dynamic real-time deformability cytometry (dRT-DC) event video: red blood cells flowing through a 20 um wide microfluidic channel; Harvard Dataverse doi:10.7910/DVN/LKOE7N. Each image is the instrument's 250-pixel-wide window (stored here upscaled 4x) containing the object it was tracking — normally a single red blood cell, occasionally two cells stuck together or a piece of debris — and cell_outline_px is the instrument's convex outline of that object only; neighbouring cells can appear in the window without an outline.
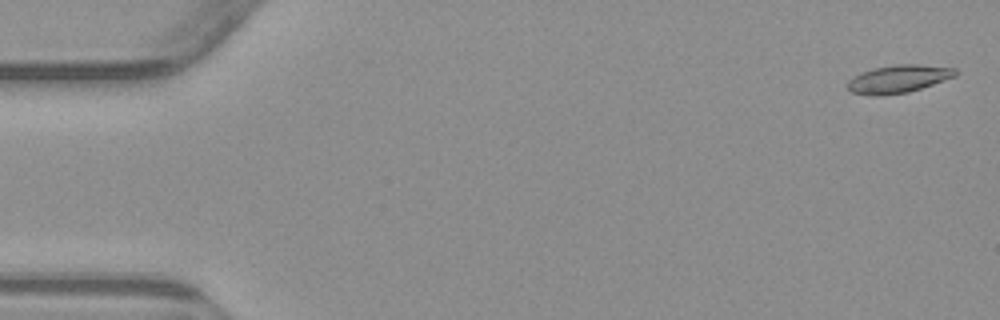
{"species": "common noctule bat (a hibernating species)", "species_latin": "Nyctalus noctula", "temperature_condition": "warm", "stored_images_in_passage": 4, "segment_of_instrument_passage": [1, 2], "camera_frame_rate_fps": 3000, "um_per_image_px": 0.085, "animal": {"sex": "male", "body_mass_g": 23.1, "forearm_length_mm": 52.7}, "frame": {"image": 1, "passage_image": 1, "time_ms": 0.0, "image_size_px": [1000, 320], "cell_outline_px": [[960, 72], [956, 76], [908, 92], [880, 96], [868, 96], [852, 92], [848, 88], [848, 80], [860, 72], [872, 68], [896, 64], [916, 64], [956, 68]], "centroid_in_image_um": [76.35, 6.7], "position_along_channel_um": 8.6, "area_um2": 17.63}}